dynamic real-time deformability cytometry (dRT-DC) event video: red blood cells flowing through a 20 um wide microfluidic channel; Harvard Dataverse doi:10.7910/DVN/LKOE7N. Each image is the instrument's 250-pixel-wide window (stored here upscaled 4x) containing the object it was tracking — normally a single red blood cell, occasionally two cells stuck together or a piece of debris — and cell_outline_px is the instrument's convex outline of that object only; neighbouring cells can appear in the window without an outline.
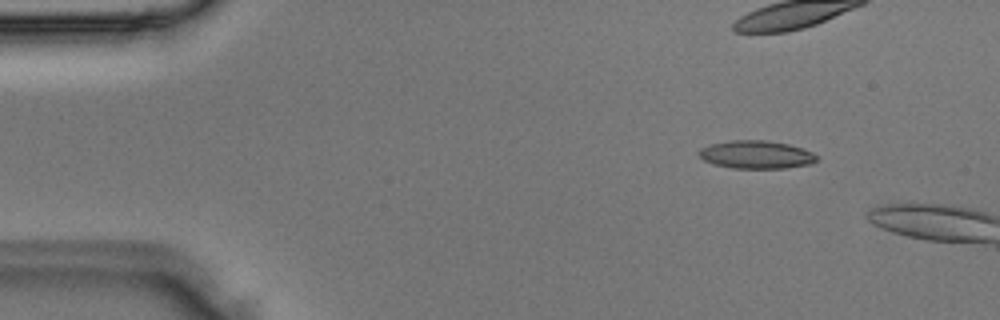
{"species": "Egyptian fruit bat (a non-hibernating species)", "species_latin": "Rousettus aegyptiacus", "temperature_condition": "room temperature", "stored_images_in_passage": 2, "camera_frame_rate_fps": 3000, "um_per_image_px": 0.085, "animal": {"sex": "male"}, "frame": {"image": 1, "passage_image": 1, "time_ms": 0.0, "image_size_px": [1000, 320], "cell_outline_px": [[820, 156], [812, 164], [784, 168], [732, 168], [712, 164], [704, 160], [696, 152], [700, 148], [708, 144], [728, 140], [768, 140], [788, 144], [812, 152]], "centroid_in_image_um": [64.25, 13.13], "position_along_channel_um": 20.8, "area_um2": 19.48}}